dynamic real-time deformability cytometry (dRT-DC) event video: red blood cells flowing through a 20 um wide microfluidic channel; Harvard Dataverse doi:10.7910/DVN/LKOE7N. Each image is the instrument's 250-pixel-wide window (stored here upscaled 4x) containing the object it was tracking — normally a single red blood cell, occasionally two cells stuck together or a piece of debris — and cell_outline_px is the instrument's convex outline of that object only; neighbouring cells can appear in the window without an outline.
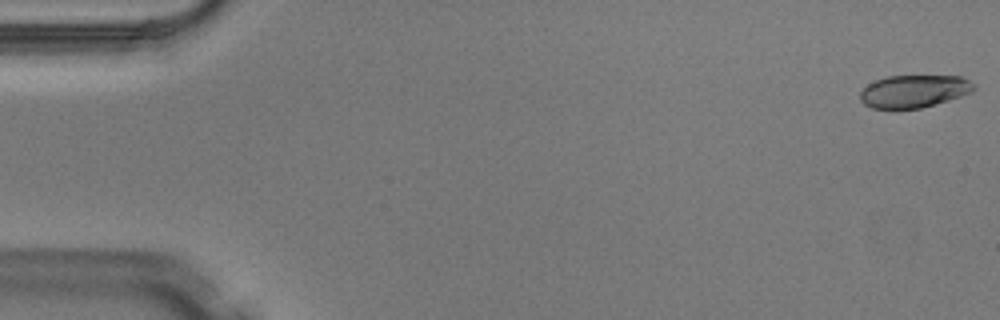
{"species": "Egyptian fruit bat (a non-hibernating species)", "species_latin": "Rousettus aegyptiacus", "temperature_condition": "warm", "stored_images_in_passage": 6, "camera_frame_rate_fps": 3000, "um_per_image_px": 0.085, "animal": {"sex": "male"}, "frame": {"image": 1, "passage_image": 1, "time_ms": 0.0, "image_size_px": [1000, 320], "cell_outline_px": [[976, 88], [972, 92], [948, 100], [920, 108], [872, 108], [864, 104], [860, 100], [860, 92], [868, 84], [876, 80], [888, 76], [960, 76], [976, 84]], "centroid_in_image_um": [77.7, 7.75], "position_along_channel_um": 7.3, "area_um2": 21.44}}